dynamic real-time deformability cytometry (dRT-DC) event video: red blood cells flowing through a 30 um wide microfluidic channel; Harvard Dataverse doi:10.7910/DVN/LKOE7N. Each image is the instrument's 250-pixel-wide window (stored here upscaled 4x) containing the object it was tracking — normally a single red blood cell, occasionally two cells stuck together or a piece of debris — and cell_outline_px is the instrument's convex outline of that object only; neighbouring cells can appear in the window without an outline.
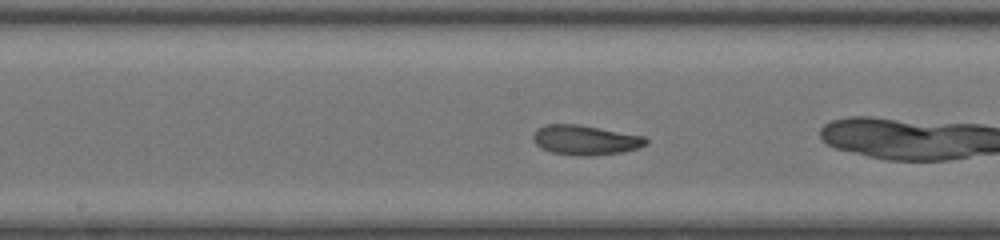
{"species": "common noctule bat (a hibernating species)", "species_latin": "Nyctalus noctula", "temperature_condition": "room temperature", "stored_images_in_passage": 37, "camera_frame_rate_fps": 3000, "um_per_image_px": 0.085, "animal": {"sex": "female", "body_mass_g": 20.0, "forearm_length_mm": 54.0}, "frame": {"image": 1, "passage_image": 16, "time_ms": 5.0, "image_size_px": [1000, 240], "cell_outline_px": [[648, 144], [640, 148], [620, 152], [592, 156], [576, 156], [552, 152], [540, 148], [532, 140], [532, 132], [536, 128], [548, 124], [576, 124], [644, 136], [648, 140]], "centroid_in_image_um": [49.72, 11.91], "position_along_channel_um": 198.5, "area_um2": 19.71}, "authors_computed_cell_mechanics": {"area_um2": 19.5364, "velocity_mm_per_s": 4.2749, "shape_relaxation_time_tau1_ms": 5.0427, "shape_relaxation_time_tau2_ms": 1.943, "deformation_change_tau1": 0.1708, "deformation_change_tau2": 0.0909}}